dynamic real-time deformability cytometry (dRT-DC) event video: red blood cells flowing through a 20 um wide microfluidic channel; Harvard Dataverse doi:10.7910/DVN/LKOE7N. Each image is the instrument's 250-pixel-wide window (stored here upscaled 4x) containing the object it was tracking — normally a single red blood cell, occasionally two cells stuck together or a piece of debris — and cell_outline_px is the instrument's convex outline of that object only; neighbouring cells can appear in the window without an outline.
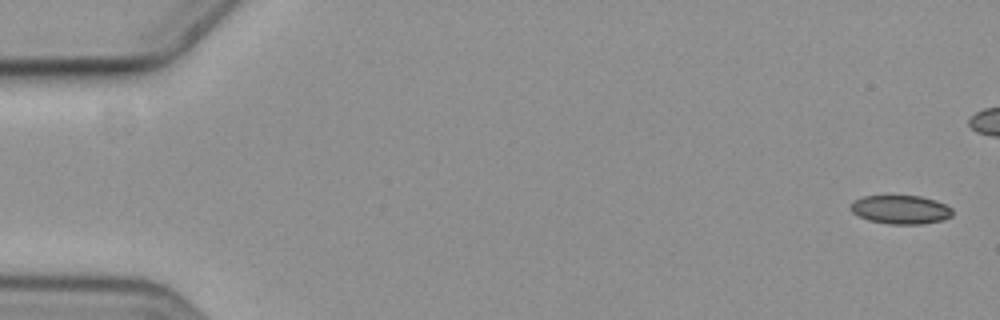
{"species": "common noctule bat (a hibernating species)", "species_latin": "Nyctalus noctula", "temperature_condition": "cold", "stored_images_in_passage": 10, "camera_frame_rate_fps": 3000, "um_per_image_px": 0.085, "animal": {"sex": "female", "body_mass_g": 19.3, "forearm_length_mm": 54.1}, "frame": {"image": 1, "passage_image": 1, "time_ms": 0.0, "image_size_px": [1000, 320], "cell_outline_px": [[952, 216], [940, 220], [920, 224], [888, 224], [868, 220], [852, 212], [848, 208], [856, 200], [864, 196], [920, 196], [944, 204], [952, 208]], "centroid_in_image_um": [76.53, 17.82], "position_along_channel_um": 8.5, "area_um2": 16.76}}
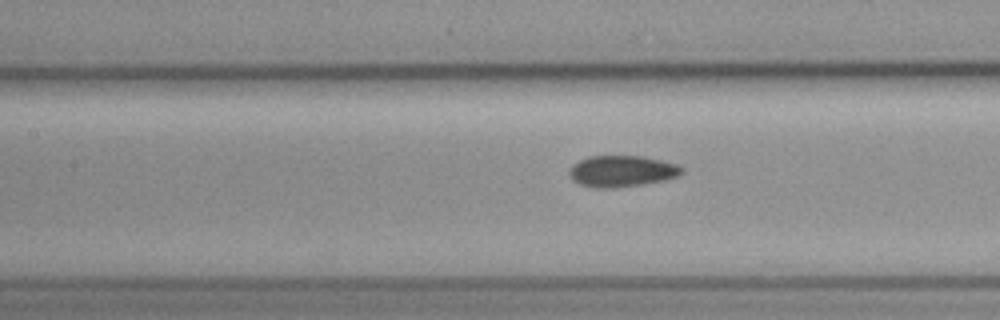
{"frame": {"image": 2, "passage_image": 9, "time_ms": 10.333, "image_size_px": [1000, 320], "cell_outline_px": [[684, 172], [680, 176], [664, 180], [616, 188], [592, 188], [580, 184], [572, 180], [568, 176], [568, 168], [572, 164], [588, 156], [644, 156], [676, 164], [684, 168]], "centroid_in_image_um": [52.82, 14.55], "position_along_channel_um": 154.6, "area_um2": 20.81}}